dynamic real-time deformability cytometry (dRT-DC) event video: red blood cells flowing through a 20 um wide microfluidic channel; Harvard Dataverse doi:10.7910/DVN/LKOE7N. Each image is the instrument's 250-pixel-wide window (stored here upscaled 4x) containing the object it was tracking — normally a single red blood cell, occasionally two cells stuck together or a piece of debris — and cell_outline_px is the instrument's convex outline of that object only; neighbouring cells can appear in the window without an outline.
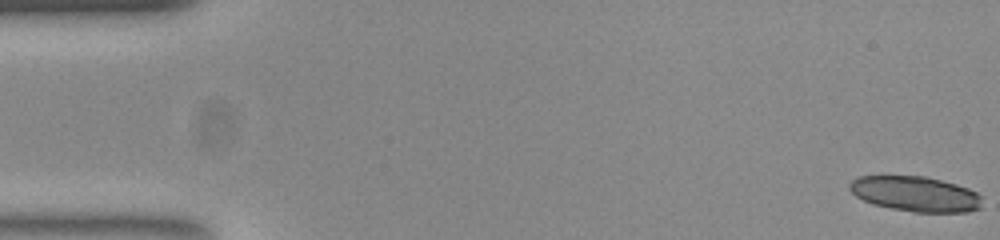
{"species": "common noctule bat (a hibernating species)", "species_latin": "Nyctalus noctula", "temperature_condition": "room temperature", "stored_images_in_passage": 54, "camera_frame_rate_fps": 3000, "um_per_image_px": 0.085, "animal": {"sex": "female", "body_mass_g": 23.0, "forearm_length_mm": 53.4}, "frame": {"image": 1, "passage_image": 1, "time_ms": 0.0, "image_size_px": [1000, 240], "cell_outline_px": [[980, 208], [968, 212], [912, 212], [872, 204], [856, 196], [848, 188], [848, 184], [852, 180], [860, 176], [924, 176], [956, 184], [968, 188], [976, 192], [980, 196]], "centroid_in_image_um": [77.79, 16.48], "position_along_channel_um": 7.2, "area_um2": 27.05}}
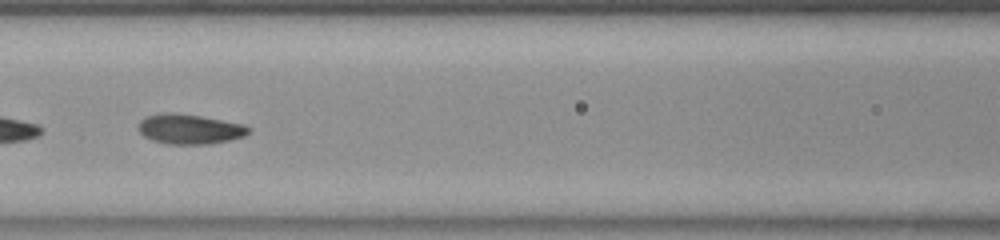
{"frame": {"image": 2, "passage_image": 24, "time_ms": 7.667, "image_size_px": [1000, 240], "cell_outline_px": [[252, 128], [244, 136], [228, 140], [208, 144], [168, 144], [152, 140], [144, 136], [140, 132], [140, 120], [148, 116], [160, 112], [176, 112], [200, 116], [244, 124]], "centroid_in_image_um": [16.12, 10.96], "position_along_channel_um": 150.5, "area_um2": 19.13}}
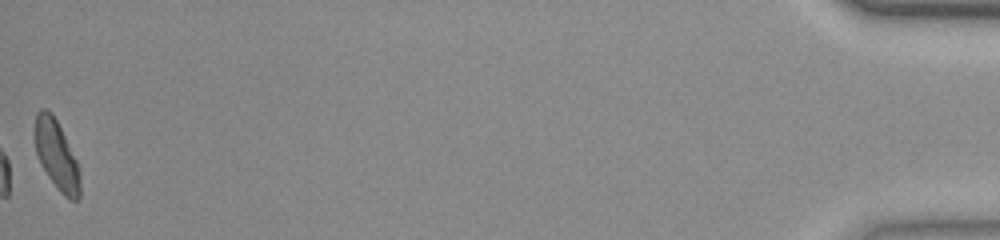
{"frame": {"image": 3, "passage_image": 54, "time_ms": 17.667, "image_size_px": [1000, 240], "cell_outline_px": [[80, 196], [76, 200], [72, 200], [64, 196], [60, 192], [48, 176], [36, 152], [36, 112], [40, 108], [48, 108], [52, 112], [76, 160], [80, 172]], "centroid_in_image_um": [4.83, 13.19], "position_along_channel_um": 430.4, "area_um2": 17.74}, "authors_computed_cell_mechanics": {"area_um2": 18.6694, "velocity_mm_per_s": 3.8363, "shape_relaxation_time_tau1_ms": 2.6094, "shape_relaxation_time_tau2_ms": 1.082, "deformation_change_tau1": 0.1424, "deformation_change_tau2": 0.0694}}